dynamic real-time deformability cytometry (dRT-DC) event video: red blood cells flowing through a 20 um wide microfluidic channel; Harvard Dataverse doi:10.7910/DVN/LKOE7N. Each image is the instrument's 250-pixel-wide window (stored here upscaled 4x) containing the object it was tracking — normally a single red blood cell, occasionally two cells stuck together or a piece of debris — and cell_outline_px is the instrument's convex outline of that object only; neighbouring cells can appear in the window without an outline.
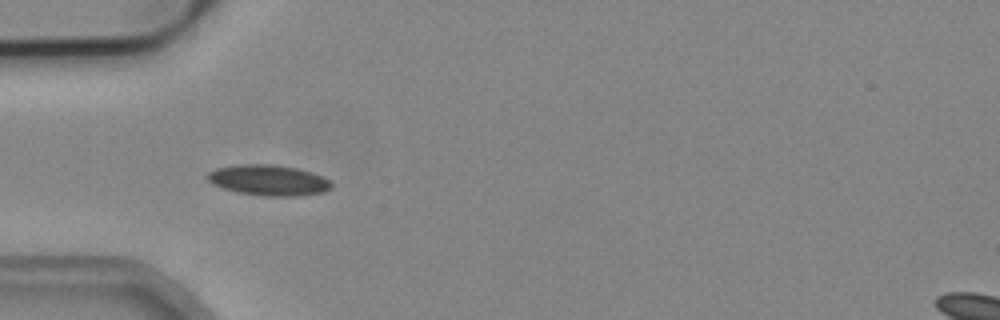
{"species": "common noctule bat (a hibernating species)", "species_latin": "Nyctalus noctula", "temperature_condition": "cold", "stored_images_in_passage": 5, "camera_frame_rate_fps": 3000, "um_per_image_px": 0.085, "animal": {"sex": "male", "body_mass_g": 19.2, "forearm_length_mm": 51.8}, "frame": {"image": 1, "passage_image": 4, "time_ms": 1.0, "image_size_px": [1000, 320], "cell_outline_px": [[332, 188], [324, 192], [300, 196], [268, 196], [240, 192], [224, 188], [212, 184], [208, 180], [208, 172], [216, 168], [240, 164], [272, 164], [296, 168], [312, 172], [328, 180], [332, 184]], "centroid_in_image_um": [22.84, 15.31], "position_along_channel_um": 62.2, "area_um2": 21.96}}